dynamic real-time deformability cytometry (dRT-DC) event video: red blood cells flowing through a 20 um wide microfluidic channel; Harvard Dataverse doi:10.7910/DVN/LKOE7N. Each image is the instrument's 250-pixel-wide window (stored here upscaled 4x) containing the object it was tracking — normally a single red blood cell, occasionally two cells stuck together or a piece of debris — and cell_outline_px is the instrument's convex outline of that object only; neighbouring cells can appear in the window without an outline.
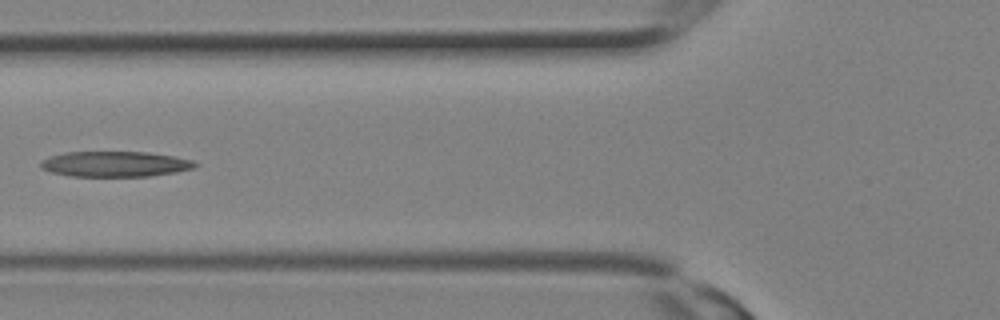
{"species": "Egyptian fruit bat (a non-hibernating species)", "species_latin": "Rousettus aegyptiacus", "temperature_condition": "room temperature", "stored_images_in_passage": 11, "camera_frame_rate_fps": 3000, "um_per_image_px": 0.085, "animal": {"sex": "female"}, "frame": {"image": 1, "passage_image": 10, "time_ms": 3.0, "image_size_px": [1000, 320], "cell_outline_px": [[200, 164], [192, 168], [176, 172], [148, 176], [72, 176], [52, 172], [40, 168], [40, 164], [44, 160], [52, 156], [64, 152], [148, 152], [172, 156], [192, 160]], "centroid_in_image_um": [9.8, 13.94], "position_along_channel_um": 116.0, "area_um2": 22.66}}